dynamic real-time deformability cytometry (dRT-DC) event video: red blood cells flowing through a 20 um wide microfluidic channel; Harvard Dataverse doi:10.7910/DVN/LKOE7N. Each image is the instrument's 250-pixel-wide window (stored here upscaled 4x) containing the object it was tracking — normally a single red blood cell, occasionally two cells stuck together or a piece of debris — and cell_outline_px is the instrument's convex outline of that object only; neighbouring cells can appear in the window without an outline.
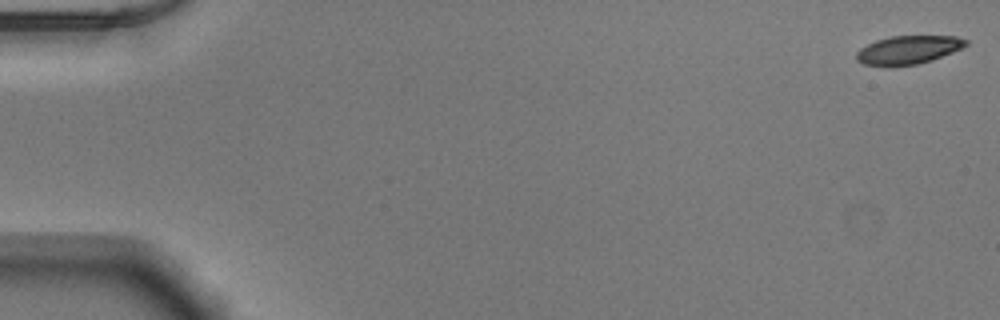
{"species": "Egyptian fruit bat (a non-hibernating species)", "species_latin": "Rousettus aegyptiacus", "temperature_condition": "warm", "stored_images_in_passage": 36, "camera_frame_rate_fps": 3000, "um_per_image_px": 0.085, "animal": {"sex": "male"}, "frame": {"image": 1, "passage_image": 1, "time_ms": 0.0, "image_size_px": [1000, 320], "cell_outline_px": [[968, 44], [952, 52], [932, 60], [916, 64], [892, 68], [884, 68], [864, 64], [856, 60], [856, 52], [860, 48], [876, 40], [892, 36], [956, 36], [968, 40]], "centroid_in_image_um": [77.14, 4.27], "position_along_channel_um": 7.9, "area_um2": 18.44}}
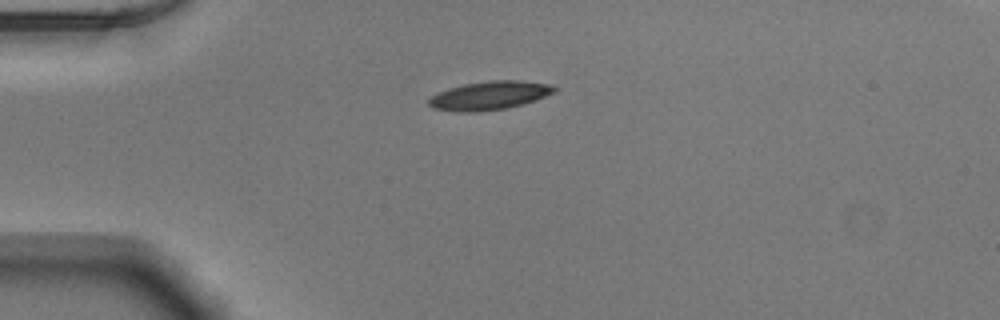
{"frame": {"image": 2, "passage_image": 14, "time_ms": 4.333, "image_size_px": [1000, 320], "cell_outline_px": [[556, 92], [536, 100], [508, 108], [480, 112], [460, 112], [432, 108], [428, 104], [428, 100], [432, 96], [448, 88], [464, 84], [488, 80], [520, 80], [552, 84], [556, 88]], "centroid_in_image_um": [41.63, 8.12], "position_along_channel_um": 43.4, "area_um2": 21.1}}